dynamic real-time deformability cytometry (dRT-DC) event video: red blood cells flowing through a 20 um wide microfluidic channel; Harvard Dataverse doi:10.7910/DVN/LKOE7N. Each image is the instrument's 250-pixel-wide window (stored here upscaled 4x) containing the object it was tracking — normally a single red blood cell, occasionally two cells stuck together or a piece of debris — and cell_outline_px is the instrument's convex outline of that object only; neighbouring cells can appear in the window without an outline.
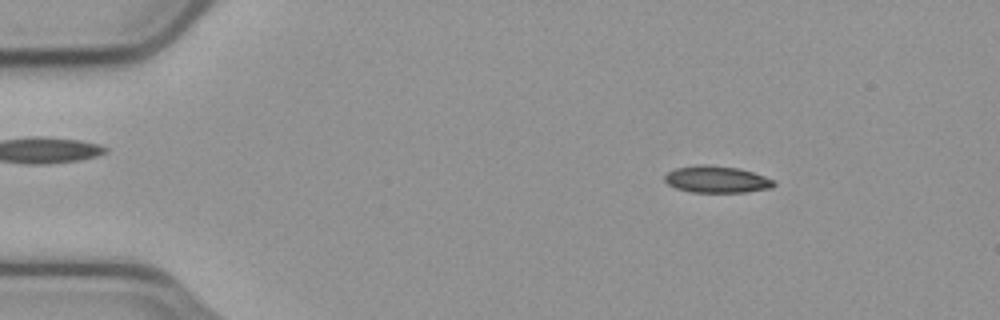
{"species": "common noctule bat (a hibernating species)", "species_latin": "Nyctalus noctula", "temperature_condition": "cold", "stored_images_in_passage": 51, "camera_frame_rate_fps": 3000, "um_per_image_px": 0.085, "animal": {"sex": "male", "body_mass_g": 23.1, "forearm_length_mm": 52.7}, "frame": {"image": 1, "passage_image": 4, "time_ms": 1.0, "image_size_px": [1000, 320], "cell_outline_px": [[776, 184], [772, 188], [744, 192], [692, 192], [676, 188], [668, 184], [664, 180], [664, 176], [668, 172], [676, 168], [696, 164], [704, 164], [740, 168], [776, 180]], "centroid_in_image_um": [60.93, 15.24], "position_along_channel_um": 24.1, "area_um2": 17.17}}
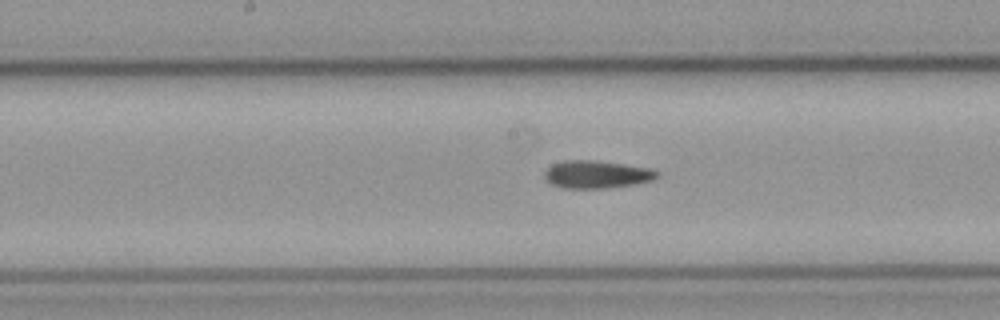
{"frame": {"image": 2, "passage_image": 24, "time_ms": 7.667, "image_size_px": [1000, 320], "cell_outline_px": [[660, 176], [652, 180], [636, 184], [608, 188], [564, 188], [552, 184], [544, 180], [544, 172], [552, 164], [564, 160], [596, 160], [652, 168], [660, 172]], "centroid_in_image_um": [50.74, 14.82], "position_along_channel_um": 197.5, "area_um2": 18.44}}
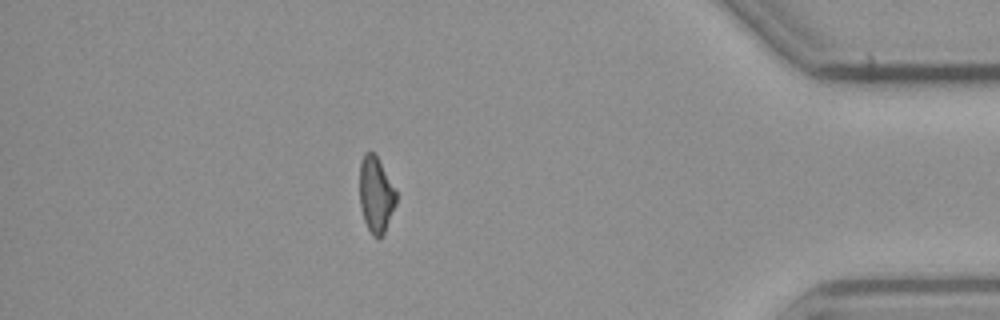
{"frame": {"image": 3, "passage_image": 44, "time_ms": 14.333, "image_size_px": [1000, 320], "cell_outline_px": [[396, 204], [384, 232], [380, 240], [372, 236], [364, 220], [360, 208], [360, 164], [364, 152], [372, 152], [376, 156], [396, 192]], "centroid_in_image_um": [31.93, 16.59], "position_along_channel_um": 403.3, "area_um2": 15.9}, "authors_computed_cell_mechanics": {"area_um2": 17.5134, "velocity_mm_per_s": 3.7406, "shape_relaxation_time_tau1_ms": 7.8573, "shape_relaxation_time_tau2_ms": null, "deformation_change_tau1": 0.1612, "deformation_change_tau2": null}}